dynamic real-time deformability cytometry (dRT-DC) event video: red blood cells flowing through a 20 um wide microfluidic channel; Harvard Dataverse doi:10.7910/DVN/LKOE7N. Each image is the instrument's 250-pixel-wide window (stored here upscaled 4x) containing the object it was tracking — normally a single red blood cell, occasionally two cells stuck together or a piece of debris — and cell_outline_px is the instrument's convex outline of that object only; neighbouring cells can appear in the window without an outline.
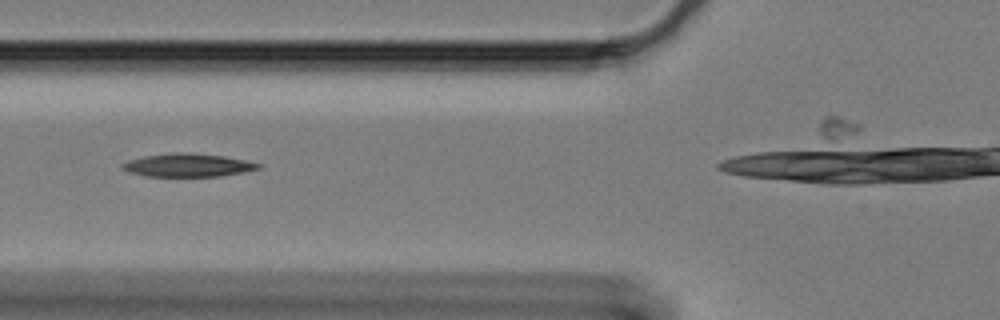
{"species": "Egyptian fruit bat (a non-hibernating species)", "species_latin": "Rousettus aegyptiacus", "temperature_condition": "cold", "stored_images_in_passage": 13, "camera_frame_rate_fps": 3000, "um_per_image_px": 0.085, "animal": {"sex": "female"}, "frame": {"image": 1, "passage_image": 6, "time_ms": 1.667, "image_size_px": [1000, 320], "cell_outline_px": [[264, 164], [260, 168], [244, 172], [220, 176], [144, 176], [132, 172], [124, 168], [120, 164], [128, 160], [144, 156], [172, 152], [188, 152], [224, 156]], "centroid_in_image_um": [16.0, 14.03], "position_along_channel_um": 109.8, "area_um2": 18.32}}